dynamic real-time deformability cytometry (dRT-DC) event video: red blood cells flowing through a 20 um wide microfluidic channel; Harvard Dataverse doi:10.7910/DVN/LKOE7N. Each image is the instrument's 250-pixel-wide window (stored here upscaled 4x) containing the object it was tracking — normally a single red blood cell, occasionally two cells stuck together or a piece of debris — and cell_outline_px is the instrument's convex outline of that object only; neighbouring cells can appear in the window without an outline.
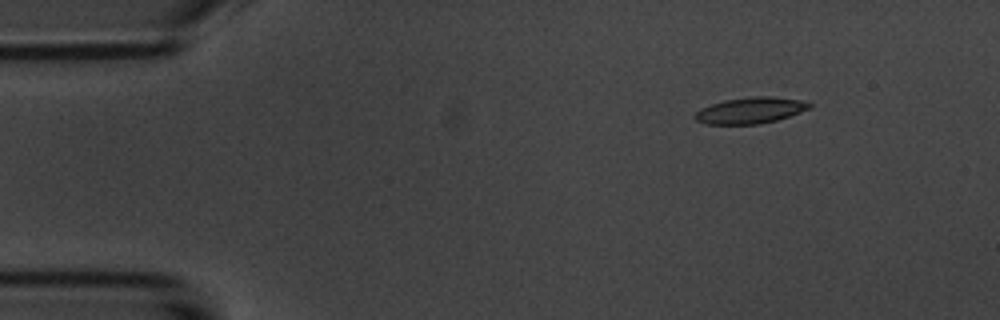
{"species": "common noctule bat (a hibernating species)", "species_latin": "Nyctalus noctula", "temperature_condition": "room temperature", "stored_images_in_passage": 4, "camera_frame_rate_fps": 3000, "um_per_image_px": 0.085, "animal": {"sex": "male", "body_mass_g": 20.1, "forearm_length_mm": 53.5}, "frame": {"image": 1, "passage_image": 1, "time_ms": 0.0, "image_size_px": [1000, 320], "cell_outline_px": [[812, 104], [808, 108], [800, 112], [776, 120], [760, 124], [704, 124], [696, 120], [692, 116], [700, 108], [724, 100], [752, 96], [772, 96], [804, 100]], "centroid_in_image_um": [63.76, 9.38], "position_along_channel_um": 21.2, "area_um2": 17.51}}